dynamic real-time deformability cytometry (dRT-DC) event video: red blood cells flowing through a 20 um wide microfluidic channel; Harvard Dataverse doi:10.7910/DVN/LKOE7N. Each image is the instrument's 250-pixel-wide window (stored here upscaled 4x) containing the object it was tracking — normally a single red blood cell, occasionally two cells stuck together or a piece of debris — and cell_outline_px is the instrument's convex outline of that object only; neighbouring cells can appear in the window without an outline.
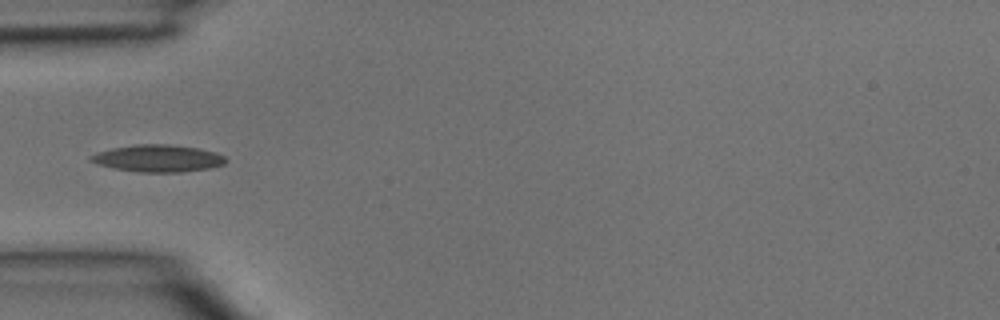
{"species": "common noctule bat (a hibernating species)", "species_latin": "Nyctalus noctula", "temperature_condition": "room temperature", "stored_images_in_passage": 4, "camera_frame_rate_fps": 3000, "um_per_image_px": 0.085, "animal": {"sex": "male", "body_mass_g": 15.6}, "frame": {"image": 1, "passage_image": 4, "time_ms": 1.0, "image_size_px": [1000, 320], "cell_outline_px": [[228, 160], [224, 164], [208, 168], [180, 172], [140, 172], [116, 168], [100, 164], [88, 160], [88, 156], [112, 148], [136, 144], [168, 144], [200, 148], [216, 152], [224, 156]], "centroid_in_image_um": [13.47, 13.45], "position_along_channel_um": 71.5, "area_um2": 21.15}}